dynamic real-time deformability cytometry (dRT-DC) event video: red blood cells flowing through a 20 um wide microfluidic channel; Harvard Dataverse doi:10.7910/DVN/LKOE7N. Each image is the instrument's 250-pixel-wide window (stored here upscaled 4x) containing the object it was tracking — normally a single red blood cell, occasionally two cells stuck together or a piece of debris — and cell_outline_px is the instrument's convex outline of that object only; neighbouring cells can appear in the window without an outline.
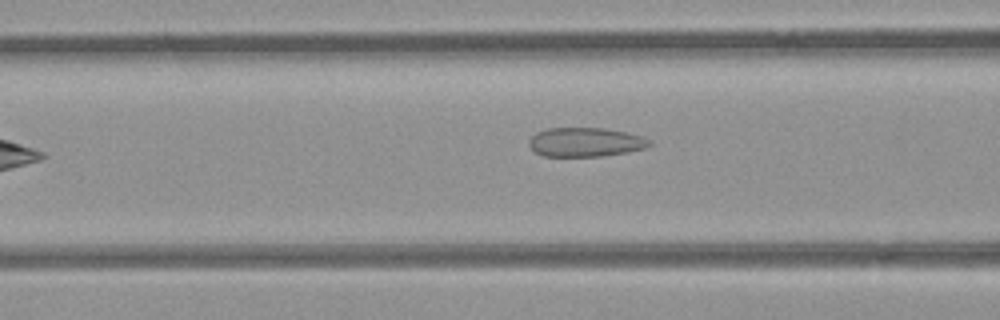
{"species": "common noctule bat (a hibernating species)", "species_latin": "Nyctalus noctula", "temperature_condition": "room temperature", "stored_images_in_passage": 9, "segment_of_instrument_passage": [2, 2], "camera_frame_rate_fps": 3000, "um_per_image_px": 0.085, "animal": {"sex": "female", "body_mass_g": 21.9}, "frame": {"image": 1, "passage_image": 7, "time_ms": 7.667, "image_size_px": [1000, 320], "cell_outline_px": [[652, 144], [644, 148], [604, 156], [544, 156], [536, 152], [528, 144], [528, 140], [536, 132], [548, 128], [604, 128], [628, 132], [644, 136], [652, 140]], "centroid_in_image_um": [49.78, 12.07], "position_along_channel_um": 116.8, "area_um2": 20.52}}
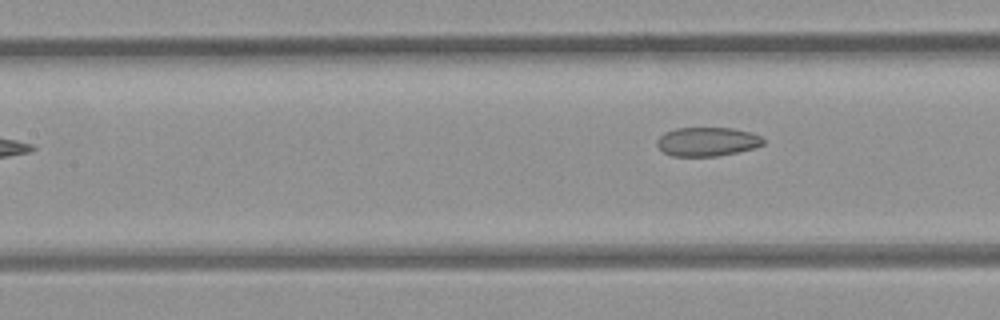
{"frame": {"image": 2, "passage_image": 9, "time_ms": 10.0, "image_size_px": [1000, 320], "cell_outline_px": [[764, 144], [756, 148], [716, 156], [672, 156], [664, 152], [656, 144], [656, 140], [664, 132], [676, 128], [732, 128], [752, 132], [760, 136], [764, 140]], "centroid_in_image_um": [60.12, 12.03], "position_along_channel_um": 147.3, "area_um2": 17.98}}